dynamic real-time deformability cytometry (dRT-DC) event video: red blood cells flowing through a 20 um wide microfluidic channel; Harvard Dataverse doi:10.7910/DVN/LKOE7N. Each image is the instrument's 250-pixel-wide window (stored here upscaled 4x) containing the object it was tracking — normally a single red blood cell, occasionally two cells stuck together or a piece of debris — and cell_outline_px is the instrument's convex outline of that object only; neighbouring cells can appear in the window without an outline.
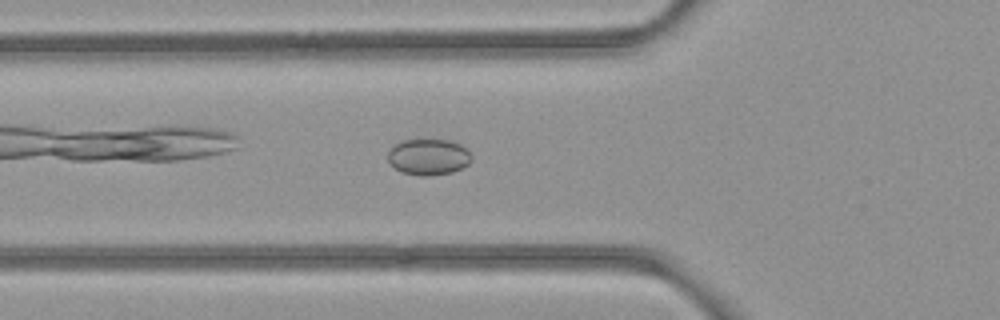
{"species": "common noctule bat (a hibernating species)", "species_latin": "Nyctalus noctula", "temperature_condition": "room temperature", "stored_images_in_passage": 33, "camera_frame_rate_fps": 3000, "um_per_image_px": 0.085, "animal": {"sex": "female", "body_mass_g": 21.9}, "frame": {"image": 1, "passage_image": 4, "time_ms": 1.0, "image_size_px": [1000, 320], "cell_outline_px": [[472, 160], [468, 164], [452, 172], [428, 176], [420, 176], [400, 172], [388, 164], [388, 152], [392, 144], [400, 140], [448, 140], [460, 144], [468, 148], [472, 156]], "centroid_in_image_um": [36.39, 13.34], "position_along_channel_um": 89.4, "area_um2": 17.98}}
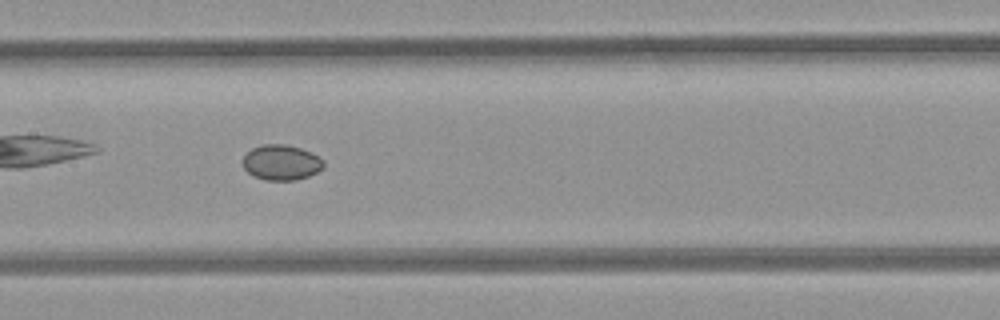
{"frame": {"image": 2, "passage_image": 11, "time_ms": 3.333, "image_size_px": [1000, 320], "cell_outline_px": [[324, 168], [308, 176], [296, 180], [264, 180], [252, 176], [244, 168], [244, 156], [252, 148], [264, 144], [284, 144], [300, 148], [312, 152], [324, 160]], "centroid_in_image_um": [23.93, 13.81], "position_along_channel_um": 183.5, "area_um2": 16.65}}
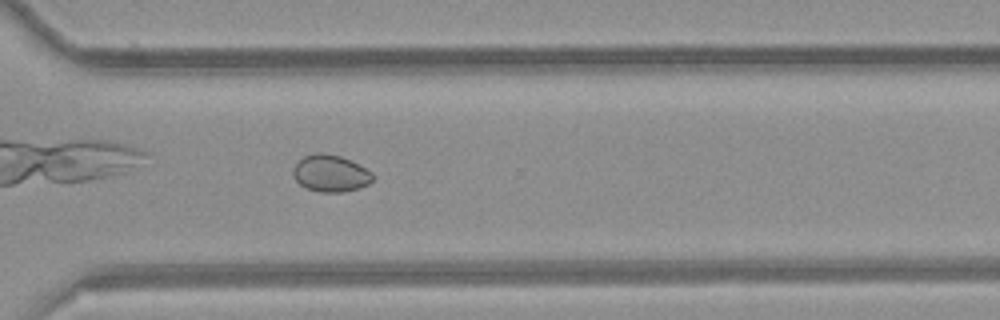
{"frame": {"image": 3, "passage_image": 23, "time_ms": 7.333, "image_size_px": [1000, 320], "cell_outline_px": [[376, 176], [368, 184], [360, 188], [344, 192], [320, 192], [308, 188], [300, 184], [292, 176], [292, 168], [304, 156], [316, 152], [320, 152], [340, 156], [372, 172]], "centroid_in_image_um": [28.09, 14.74], "position_along_channel_um": 342.5, "area_um2": 17.05}}